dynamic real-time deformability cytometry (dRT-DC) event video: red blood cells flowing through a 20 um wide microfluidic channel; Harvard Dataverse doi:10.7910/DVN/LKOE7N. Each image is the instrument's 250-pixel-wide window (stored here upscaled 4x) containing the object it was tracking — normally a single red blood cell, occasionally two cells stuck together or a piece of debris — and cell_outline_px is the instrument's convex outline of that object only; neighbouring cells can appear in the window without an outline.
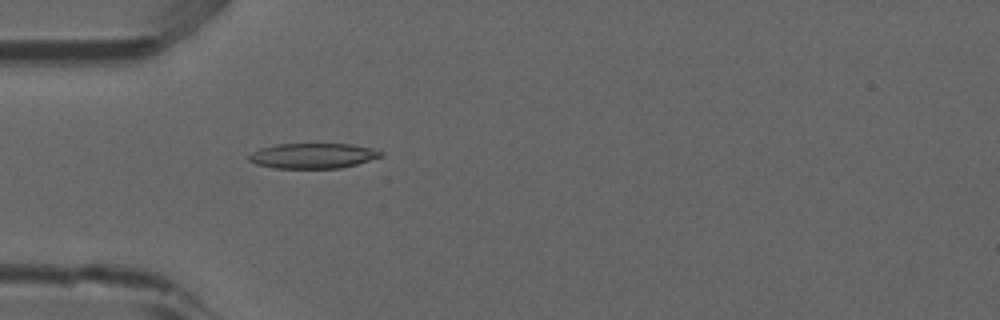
{"species": "common noctule bat (a hibernating species)", "species_latin": "Nyctalus noctula", "temperature_condition": "room temperature", "stored_images_in_passage": 1, "camera_frame_rate_fps": 3000, "um_per_image_px": 0.085, "animal": {"sex": "male", "forearm_length_mm": 52.5}, "frame": {"image": 1, "passage_image": 1, "time_ms": 0.0, "image_size_px": [1000, 320], "cell_outline_px": [[384, 156], [356, 164], [340, 168], [276, 168], [256, 164], [248, 160], [248, 156], [252, 152], [260, 148], [276, 144], [352, 144], [372, 148], [384, 152]], "centroid_in_image_um": [26.61, 13.23], "position_along_channel_um": 58.4, "area_um2": 19.42}}